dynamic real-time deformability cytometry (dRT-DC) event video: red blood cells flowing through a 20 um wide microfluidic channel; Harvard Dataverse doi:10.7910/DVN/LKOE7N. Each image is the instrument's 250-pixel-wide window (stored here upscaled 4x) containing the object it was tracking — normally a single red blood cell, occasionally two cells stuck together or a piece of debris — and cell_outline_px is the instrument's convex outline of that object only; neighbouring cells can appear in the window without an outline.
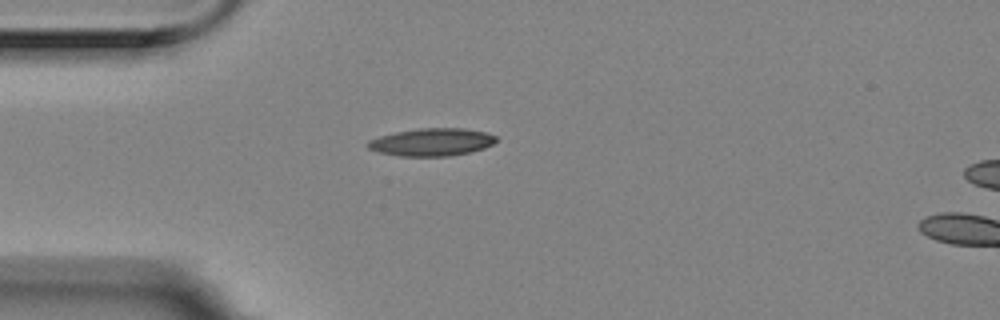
{"species": "Egyptian fruit bat (a non-hibernating species)", "species_latin": "Rousettus aegyptiacus", "temperature_condition": "room temperature", "stored_images_in_passage": 2, "camera_frame_rate_fps": 3000, "um_per_image_px": 0.085, "animal": {"sex": "female"}, "frame": {"image": 1, "passage_image": 1, "time_ms": 0.0, "image_size_px": [1000, 320], "cell_outline_px": [[496, 140], [492, 144], [484, 148], [468, 152], [448, 156], [400, 156], [380, 152], [368, 148], [368, 140], [380, 136], [396, 132], [420, 128], [464, 128], [488, 132], [496, 136]], "centroid_in_image_um": [36.72, 12.07], "position_along_channel_um": 48.3, "area_um2": 20.52}}